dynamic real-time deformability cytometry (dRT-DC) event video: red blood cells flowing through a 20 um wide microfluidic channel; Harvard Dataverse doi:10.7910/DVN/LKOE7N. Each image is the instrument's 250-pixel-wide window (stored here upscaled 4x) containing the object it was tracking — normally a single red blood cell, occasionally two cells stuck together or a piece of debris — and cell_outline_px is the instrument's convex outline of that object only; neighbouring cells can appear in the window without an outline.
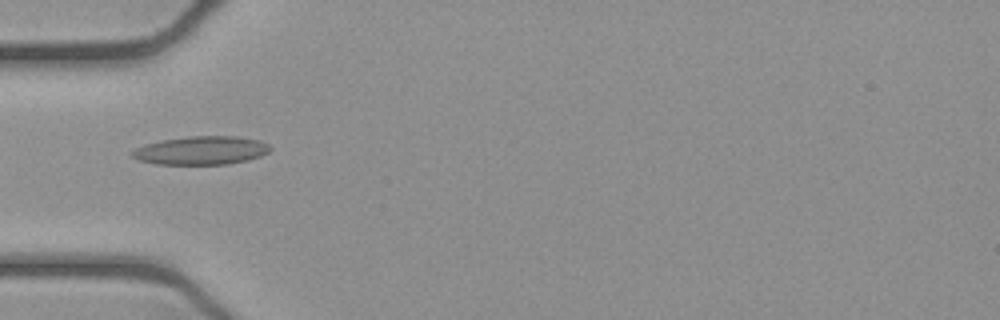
{"species": "common noctule bat (a hibernating species)", "species_latin": "Nyctalus noctula", "temperature_condition": "cold", "stored_images_in_passage": 33, "camera_frame_rate_fps": 3000, "um_per_image_px": 0.085, "animal": {"sex": "female", "body_mass_g": 21.9}, "frame": {"image": 1, "passage_image": 1, "time_ms": 0.0, "image_size_px": [1000, 320], "cell_outline_px": [[272, 148], [268, 152], [260, 156], [248, 160], [228, 164], [156, 164], [140, 160], [132, 156], [128, 152], [144, 144], [160, 140], [188, 136], [236, 136], [260, 140], [268, 144]], "centroid_in_image_um": [17.09, 12.78], "position_along_channel_um": 67.9, "area_um2": 23.0}}
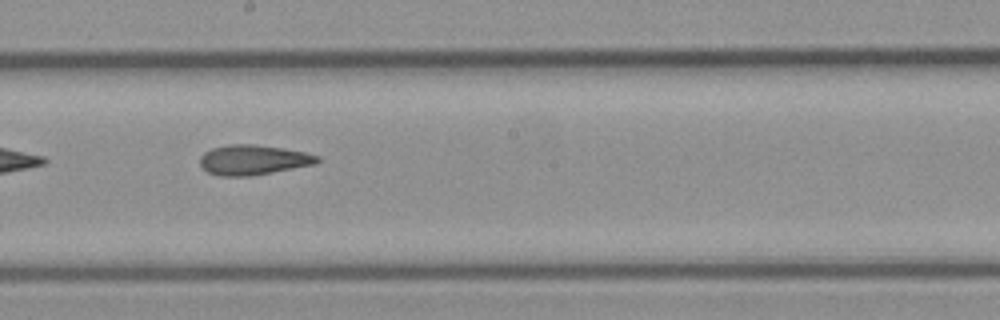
{"frame": {"image": 2, "passage_image": 13, "time_ms": 4.0, "image_size_px": [1000, 320], "cell_outline_px": [[320, 160], [316, 164], [252, 176], [220, 176], [208, 172], [200, 164], [200, 156], [204, 152], [212, 148], [232, 144], [256, 144], [304, 152], [320, 156]], "centroid_in_image_um": [21.53, 13.59], "position_along_channel_um": 226.7, "area_um2": 20.46}}
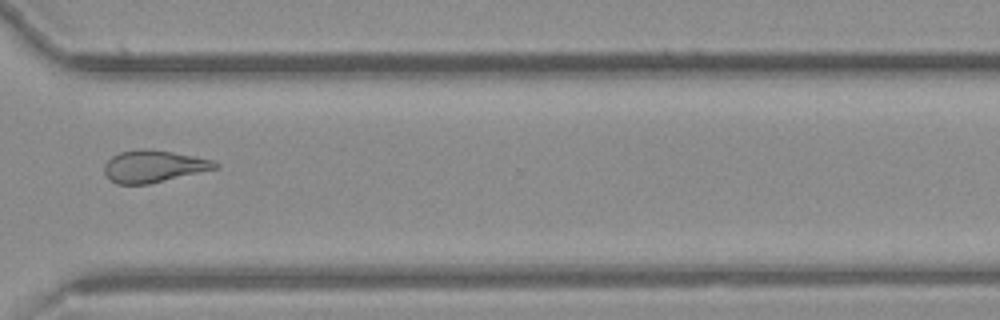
{"frame": {"image": 3, "passage_image": 23, "time_ms": 7.333, "image_size_px": [1000, 320], "cell_outline_px": [[220, 168], [148, 184], [116, 184], [108, 180], [104, 172], [104, 164], [112, 156], [120, 152], [140, 148], [144, 148], [172, 152], [212, 160], [220, 164]], "centroid_in_image_um": [13.04, 14.14], "position_along_channel_um": 357.6, "area_um2": 20.81}, "authors_computed_cell_mechanics": {"area_um2": 20.808, "velocity_mm_per_s": 3.935, "shape_relaxation_time_tau1_ms": null, "shape_relaxation_time_tau2_ms": 5.6732, "deformation_change_tau1": null, "deformation_change_tau2": 0.154}}